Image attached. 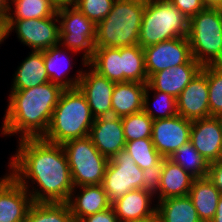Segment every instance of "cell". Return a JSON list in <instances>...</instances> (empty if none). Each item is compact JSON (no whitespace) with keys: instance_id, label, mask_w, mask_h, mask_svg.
<instances>
[{"instance_id":"4dcf8cb0","label":"cell","mask_w":222,"mask_h":222,"mask_svg":"<svg viewBox=\"0 0 222 222\" xmlns=\"http://www.w3.org/2000/svg\"><path fill=\"white\" fill-rule=\"evenodd\" d=\"M14 14L8 12L7 19H35L51 17L57 13V8L50 0H15Z\"/></svg>"},{"instance_id":"9a60e30c","label":"cell","mask_w":222,"mask_h":222,"mask_svg":"<svg viewBox=\"0 0 222 222\" xmlns=\"http://www.w3.org/2000/svg\"><path fill=\"white\" fill-rule=\"evenodd\" d=\"M84 70L78 83L94 118L112 116V95L115 83L99 75L92 68Z\"/></svg>"},{"instance_id":"8fae6325","label":"cell","mask_w":222,"mask_h":222,"mask_svg":"<svg viewBox=\"0 0 222 222\" xmlns=\"http://www.w3.org/2000/svg\"><path fill=\"white\" fill-rule=\"evenodd\" d=\"M148 79L154 74L185 63H198L191 53L187 37H176L143 48Z\"/></svg>"},{"instance_id":"5b68a950","label":"cell","mask_w":222,"mask_h":222,"mask_svg":"<svg viewBox=\"0 0 222 222\" xmlns=\"http://www.w3.org/2000/svg\"><path fill=\"white\" fill-rule=\"evenodd\" d=\"M189 18L168 0H145L138 45L142 48L176 37H187Z\"/></svg>"},{"instance_id":"ba28073f","label":"cell","mask_w":222,"mask_h":222,"mask_svg":"<svg viewBox=\"0 0 222 222\" xmlns=\"http://www.w3.org/2000/svg\"><path fill=\"white\" fill-rule=\"evenodd\" d=\"M56 15L61 19L60 45L74 53L84 50L83 65L87 66L95 50L96 24L74 5L58 8Z\"/></svg>"},{"instance_id":"bcb514c9","label":"cell","mask_w":222,"mask_h":222,"mask_svg":"<svg viewBox=\"0 0 222 222\" xmlns=\"http://www.w3.org/2000/svg\"><path fill=\"white\" fill-rule=\"evenodd\" d=\"M8 12H9V5L5 0H0V15L7 17Z\"/></svg>"},{"instance_id":"ffe728a7","label":"cell","mask_w":222,"mask_h":222,"mask_svg":"<svg viewBox=\"0 0 222 222\" xmlns=\"http://www.w3.org/2000/svg\"><path fill=\"white\" fill-rule=\"evenodd\" d=\"M77 188L81 190V193L76 196L72 193L67 202L76 222L86 216L112 207V203L101 184L78 186Z\"/></svg>"},{"instance_id":"5bb4252c","label":"cell","mask_w":222,"mask_h":222,"mask_svg":"<svg viewBox=\"0 0 222 222\" xmlns=\"http://www.w3.org/2000/svg\"><path fill=\"white\" fill-rule=\"evenodd\" d=\"M32 204L28 191L10 173L0 179V222H25Z\"/></svg>"},{"instance_id":"836d02e7","label":"cell","mask_w":222,"mask_h":222,"mask_svg":"<svg viewBox=\"0 0 222 222\" xmlns=\"http://www.w3.org/2000/svg\"><path fill=\"white\" fill-rule=\"evenodd\" d=\"M155 91L154 92V104L160 105L157 106V110L159 113H155L151 108H149V90L148 86L146 87V92L144 95V104H143V111L148 114L153 120L156 119H164V118H170L173 116H176L178 114L177 110V98L172 96L171 94L161 92V91H156V90H151ZM157 102V104H156ZM161 106V107H159ZM159 107V108H158ZM163 107V108H162Z\"/></svg>"},{"instance_id":"ee69618b","label":"cell","mask_w":222,"mask_h":222,"mask_svg":"<svg viewBox=\"0 0 222 222\" xmlns=\"http://www.w3.org/2000/svg\"><path fill=\"white\" fill-rule=\"evenodd\" d=\"M134 222H162L160 215L158 214V212L156 211L154 214L146 217V218H142L139 219L137 221Z\"/></svg>"},{"instance_id":"83f0119b","label":"cell","mask_w":222,"mask_h":222,"mask_svg":"<svg viewBox=\"0 0 222 222\" xmlns=\"http://www.w3.org/2000/svg\"><path fill=\"white\" fill-rule=\"evenodd\" d=\"M123 56V82L148 83L145 53L139 45L120 47Z\"/></svg>"},{"instance_id":"7402d4cb","label":"cell","mask_w":222,"mask_h":222,"mask_svg":"<svg viewBox=\"0 0 222 222\" xmlns=\"http://www.w3.org/2000/svg\"><path fill=\"white\" fill-rule=\"evenodd\" d=\"M198 217L202 222H210L216 214L221 193L206 176L195 178L188 193Z\"/></svg>"},{"instance_id":"d4e9b609","label":"cell","mask_w":222,"mask_h":222,"mask_svg":"<svg viewBox=\"0 0 222 222\" xmlns=\"http://www.w3.org/2000/svg\"><path fill=\"white\" fill-rule=\"evenodd\" d=\"M88 66L114 83L123 82V56H120V47L95 48Z\"/></svg>"},{"instance_id":"52a82bcc","label":"cell","mask_w":222,"mask_h":222,"mask_svg":"<svg viewBox=\"0 0 222 222\" xmlns=\"http://www.w3.org/2000/svg\"><path fill=\"white\" fill-rule=\"evenodd\" d=\"M62 146L74 188L102 184L109 159L99 152L89 136L68 140Z\"/></svg>"},{"instance_id":"d6a6232c","label":"cell","mask_w":222,"mask_h":222,"mask_svg":"<svg viewBox=\"0 0 222 222\" xmlns=\"http://www.w3.org/2000/svg\"><path fill=\"white\" fill-rule=\"evenodd\" d=\"M126 142L151 138L153 119L144 111L121 117Z\"/></svg>"},{"instance_id":"c3c4849f","label":"cell","mask_w":222,"mask_h":222,"mask_svg":"<svg viewBox=\"0 0 222 222\" xmlns=\"http://www.w3.org/2000/svg\"><path fill=\"white\" fill-rule=\"evenodd\" d=\"M220 122H221V125H222V114L218 116Z\"/></svg>"},{"instance_id":"2e32d148","label":"cell","mask_w":222,"mask_h":222,"mask_svg":"<svg viewBox=\"0 0 222 222\" xmlns=\"http://www.w3.org/2000/svg\"><path fill=\"white\" fill-rule=\"evenodd\" d=\"M190 142L209 163L222 158V125L218 117L192 121Z\"/></svg>"},{"instance_id":"4fadbf2b","label":"cell","mask_w":222,"mask_h":222,"mask_svg":"<svg viewBox=\"0 0 222 222\" xmlns=\"http://www.w3.org/2000/svg\"><path fill=\"white\" fill-rule=\"evenodd\" d=\"M178 115L188 120L210 117L207 65L177 97Z\"/></svg>"},{"instance_id":"3957f363","label":"cell","mask_w":222,"mask_h":222,"mask_svg":"<svg viewBox=\"0 0 222 222\" xmlns=\"http://www.w3.org/2000/svg\"><path fill=\"white\" fill-rule=\"evenodd\" d=\"M94 119L79 88L64 89L53 111L49 128L42 138L62 145L68 140L89 136Z\"/></svg>"},{"instance_id":"d6986e66","label":"cell","mask_w":222,"mask_h":222,"mask_svg":"<svg viewBox=\"0 0 222 222\" xmlns=\"http://www.w3.org/2000/svg\"><path fill=\"white\" fill-rule=\"evenodd\" d=\"M153 193L145 189H136L112 203L119 222H134L154 214L156 207H151Z\"/></svg>"},{"instance_id":"f6af8a7d","label":"cell","mask_w":222,"mask_h":222,"mask_svg":"<svg viewBox=\"0 0 222 222\" xmlns=\"http://www.w3.org/2000/svg\"><path fill=\"white\" fill-rule=\"evenodd\" d=\"M205 7L222 8V0H202Z\"/></svg>"},{"instance_id":"d590c367","label":"cell","mask_w":222,"mask_h":222,"mask_svg":"<svg viewBox=\"0 0 222 222\" xmlns=\"http://www.w3.org/2000/svg\"><path fill=\"white\" fill-rule=\"evenodd\" d=\"M114 1L115 0H77L74 6L89 20L97 24L110 13Z\"/></svg>"},{"instance_id":"7bdbcfd3","label":"cell","mask_w":222,"mask_h":222,"mask_svg":"<svg viewBox=\"0 0 222 222\" xmlns=\"http://www.w3.org/2000/svg\"><path fill=\"white\" fill-rule=\"evenodd\" d=\"M210 222H222V194L217 204L216 214Z\"/></svg>"},{"instance_id":"7c38bea8","label":"cell","mask_w":222,"mask_h":222,"mask_svg":"<svg viewBox=\"0 0 222 222\" xmlns=\"http://www.w3.org/2000/svg\"><path fill=\"white\" fill-rule=\"evenodd\" d=\"M192 121L176 115L153 120L152 142L162 157L169 158L183 144L190 141Z\"/></svg>"},{"instance_id":"f35d334b","label":"cell","mask_w":222,"mask_h":222,"mask_svg":"<svg viewBox=\"0 0 222 222\" xmlns=\"http://www.w3.org/2000/svg\"><path fill=\"white\" fill-rule=\"evenodd\" d=\"M79 222H119L113 207L100 211L98 213L86 216Z\"/></svg>"},{"instance_id":"9c48e42d","label":"cell","mask_w":222,"mask_h":222,"mask_svg":"<svg viewBox=\"0 0 222 222\" xmlns=\"http://www.w3.org/2000/svg\"><path fill=\"white\" fill-rule=\"evenodd\" d=\"M142 177V169L122 149L109 159L101 185L113 203L132 190L143 189Z\"/></svg>"},{"instance_id":"4316f807","label":"cell","mask_w":222,"mask_h":222,"mask_svg":"<svg viewBox=\"0 0 222 222\" xmlns=\"http://www.w3.org/2000/svg\"><path fill=\"white\" fill-rule=\"evenodd\" d=\"M59 46H61V45L60 44L54 45V46L42 51L44 64H45V68H46V72H47L49 81L53 84L61 86L63 89L76 88L78 86V83H79L81 77H82L83 71L80 70L79 72H77L78 74L75 76V78H71V79L68 78V80H67V78L65 77V75H66L65 73H67L68 69L70 70L69 67L71 65H69L70 64L69 61L68 62L66 61L68 64L65 63L66 64L65 69L66 68H68V69H66V70L64 68H63V70L60 69L61 64L59 62L61 61L62 54L64 55V57L66 55L64 54L65 52L62 51ZM63 63H64V61H63ZM67 65L69 67H66Z\"/></svg>"},{"instance_id":"603a6c76","label":"cell","mask_w":222,"mask_h":222,"mask_svg":"<svg viewBox=\"0 0 222 222\" xmlns=\"http://www.w3.org/2000/svg\"><path fill=\"white\" fill-rule=\"evenodd\" d=\"M194 179L181 166L165 157L160 187L157 191L159 192L158 201L188 195Z\"/></svg>"},{"instance_id":"74e56055","label":"cell","mask_w":222,"mask_h":222,"mask_svg":"<svg viewBox=\"0 0 222 222\" xmlns=\"http://www.w3.org/2000/svg\"><path fill=\"white\" fill-rule=\"evenodd\" d=\"M187 18L195 16L198 12L205 8L202 0H168Z\"/></svg>"},{"instance_id":"8d00e7d4","label":"cell","mask_w":222,"mask_h":222,"mask_svg":"<svg viewBox=\"0 0 222 222\" xmlns=\"http://www.w3.org/2000/svg\"><path fill=\"white\" fill-rule=\"evenodd\" d=\"M165 157H163L154 167L146 168L143 171V189L152 192L153 194H158L157 191L160 187V180L162 175V170L164 166Z\"/></svg>"},{"instance_id":"60d3db41","label":"cell","mask_w":222,"mask_h":222,"mask_svg":"<svg viewBox=\"0 0 222 222\" xmlns=\"http://www.w3.org/2000/svg\"><path fill=\"white\" fill-rule=\"evenodd\" d=\"M7 36H9L7 17L0 15V44L5 40Z\"/></svg>"},{"instance_id":"e575fe53","label":"cell","mask_w":222,"mask_h":222,"mask_svg":"<svg viewBox=\"0 0 222 222\" xmlns=\"http://www.w3.org/2000/svg\"><path fill=\"white\" fill-rule=\"evenodd\" d=\"M210 116L222 114V64L207 65Z\"/></svg>"},{"instance_id":"ac0fdd59","label":"cell","mask_w":222,"mask_h":222,"mask_svg":"<svg viewBox=\"0 0 222 222\" xmlns=\"http://www.w3.org/2000/svg\"><path fill=\"white\" fill-rule=\"evenodd\" d=\"M202 67L200 63H185L154 73L148 79V90L165 92L177 98Z\"/></svg>"},{"instance_id":"f1b7e54d","label":"cell","mask_w":222,"mask_h":222,"mask_svg":"<svg viewBox=\"0 0 222 222\" xmlns=\"http://www.w3.org/2000/svg\"><path fill=\"white\" fill-rule=\"evenodd\" d=\"M25 222H76L68 203L33 202Z\"/></svg>"},{"instance_id":"7dc6e473","label":"cell","mask_w":222,"mask_h":222,"mask_svg":"<svg viewBox=\"0 0 222 222\" xmlns=\"http://www.w3.org/2000/svg\"><path fill=\"white\" fill-rule=\"evenodd\" d=\"M6 2H7V4L9 5V11H11V3L13 2V1H15V0H5ZM9 1H10V3H9Z\"/></svg>"},{"instance_id":"44dd1931","label":"cell","mask_w":222,"mask_h":222,"mask_svg":"<svg viewBox=\"0 0 222 222\" xmlns=\"http://www.w3.org/2000/svg\"><path fill=\"white\" fill-rule=\"evenodd\" d=\"M147 83H115L112 95V116L124 117L143 111Z\"/></svg>"},{"instance_id":"b9f144b4","label":"cell","mask_w":222,"mask_h":222,"mask_svg":"<svg viewBox=\"0 0 222 222\" xmlns=\"http://www.w3.org/2000/svg\"><path fill=\"white\" fill-rule=\"evenodd\" d=\"M50 1L58 9L66 6H73L75 5L77 0H50Z\"/></svg>"},{"instance_id":"cb8c5ba5","label":"cell","mask_w":222,"mask_h":222,"mask_svg":"<svg viewBox=\"0 0 222 222\" xmlns=\"http://www.w3.org/2000/svg\"><path fill=\"white\" fill-rule=\"evenodd\" d=\"M14 76L11 90L29 89L49 82L43 52L32 51L20 64Z\"/></svg>"},{"instance_id":"ab89813d","label":"cell","mask_w":222,"mask_h":222,"mask_svg":"<svg viewBox=\"0 0 222 222\" xmlns=\"http://www.w3.org/2000/svg\"><path fill=\"white\" fill-rule=\"evenodd\" d=\"M207 177L222 194V158L210 163Z\"/></svg>"},{"instance_id":"f546056e","label":"cell","mask_w":222,"mask_h":222,"mask_svg":"<svg viewBox=\"0 0 222 222\" xmlns=\"http://www.w3.org/2000/svg\"><path fill=\"white\" fill-rule=\"evenodd\" d=\"M169 159L194 178H203L208 175L210 163L199 154L190 141L183 144Z\"/></svg>"},{"instance_id":"6da1fadb","label":"cell","mask_w":222,"mask_h":222,"mask_svg":"<svg viewBox=\"0 0 222 222\" xmlns=\"http://www.w3.org/2000/svg\"><path fill=\"white\" fill-rule=\"evenodd\" d=\"M18 144L9 162L10 174L28 191L32 201L67 203L76 189L63 146L42 137L19 139ZM26 179H31L32 184L37 182L41 189L33 187L30 192Z\"/></svg>"},{"instance_id":"7a4b0ae2","label":"cell","mask_w":222,"mask_h":222,"mask_svg":"<svg viewBox=\"0 0 222 222\" xmlns=\"http://www.w3.org/2000/svg\"><path fill=\"white\" fill-rule=\"evenodd\" d=\"M63 91L50 81L29 89L11 90L1 133L19 132L20 139L43 137Z\"/></svg>"},{"instance_id":"e0dca14e","label":"cell","mask_w":222,"mask_h":222,"mask_svg":"<svg viewBox=\"0 0 222 222\" xmlns=\"http://www.w3.org/2000/svg\"><path fill=\"white\" fill-rule=\"evenodd\" d=\"M89 137L99 152L108 159L125 149L126 139L121 117L95 118L90 128Z\"/></svg>"},{"instance_id":"484cf974","label":"cell","mask_w":222,"mask_h":222,"mask_svg":"<svg viewBox=\"0 0 222 222\" xmlns=\"http://www.w3.org/2000/svg\"><path fill=\"white\" fill-rule=\"evenodd\" d=\"M157 204L162 222H202L188 195L166 198Z\"/></svg>"},{"instance_id":"1f68e13d","label":"cell","mask_w":222,"mask_h":222,"mask_svg":"<svg viewBox=\"0 0 222 222\" xmlns=\"http://www.w3.org/2000/svg\"><path fill=\"white\" fill-rule=\"evenodd\" d=\"M125 150L142 170L154 167L163 158L154 147L151 138L128 141Z\"/></svg>"},{"instance_id":"277c9868","label":"cell","mask_w":222,"mask_h":222,"mask_svg":"<svg viewBox=\"0 0 222 222\" xmlns=\"http://www.w3.org/2000/svg\"><path fill=\"white\" fill-rule=\"evenodd\" d=\"M145 0H115L110 13L96 24L95 48L138 45Z\"/></svg>"},{"instance_id":"30bf717a","label":"cell","mask_w":222,"mask_h":222,"mask_svg":"<svg viewBox=\"0 0 222 222\" xmlns=\"http://www.w3.org/2000/svg\"><path fill=\"white\" fill-rule=\"evenodd\" d=\"M59 22L57 15L35 19H7L8 33L15 28L19 40L32 51H43L60 44Z\"/></svg>"},{"instance_id":"8992f818","label":"cell","mask_w":222,"mask_h":222,"mask_svg":"<svg viewBox=\"0 0 222 222\" xmlns=\"http://www.w3.org/2000/svg\"><path fill=\"white\" fill-rule=\"evenodd\" d=\"M192 57L204 65L222 64V8L205 7L189 19Z\"/></svg>"}]
</instances>
